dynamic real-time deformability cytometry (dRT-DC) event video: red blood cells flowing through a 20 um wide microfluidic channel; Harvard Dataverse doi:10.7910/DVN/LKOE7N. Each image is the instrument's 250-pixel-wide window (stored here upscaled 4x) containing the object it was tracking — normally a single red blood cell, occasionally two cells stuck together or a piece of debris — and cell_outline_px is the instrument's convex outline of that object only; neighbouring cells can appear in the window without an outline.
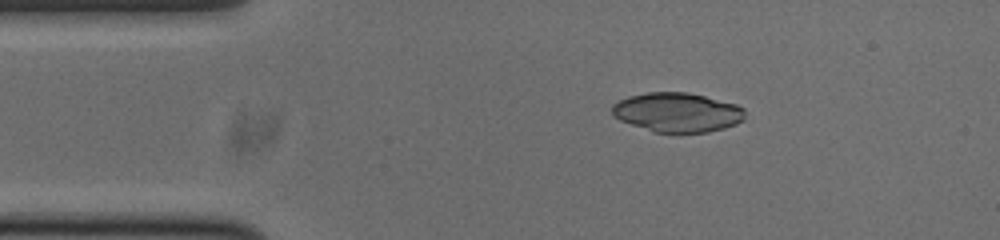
{"species": "common noctule bat (a hibernating species)", "species_latin": "Nyctalus noctula", "temperature_condition": "cold", "stored_images_in_passage": 14, "camera_frame_rate_fps": 3000, "um_per_image_px": 0.085, "animal": {"sex": "male", "body_mass_g": 20.0, "forearm_length_mm": 53.3}, "frame": {"image": 1, "passage_image": 8, "time_ms": 2.333, "image_size_px": [1000, 240], "cell_outline_px": [[744, 120], [736, 124], [724, 128], [708, 132], [656, 132], [620, 120], [612, 116], [612, 104], [628, 96], [648, 92], [688, 92], [736, 104], [744, 108]], "centroid_in_image_um": [57.57, 9.54], "position_along_channel_um": 27.4, "area_um2": 30.35}}